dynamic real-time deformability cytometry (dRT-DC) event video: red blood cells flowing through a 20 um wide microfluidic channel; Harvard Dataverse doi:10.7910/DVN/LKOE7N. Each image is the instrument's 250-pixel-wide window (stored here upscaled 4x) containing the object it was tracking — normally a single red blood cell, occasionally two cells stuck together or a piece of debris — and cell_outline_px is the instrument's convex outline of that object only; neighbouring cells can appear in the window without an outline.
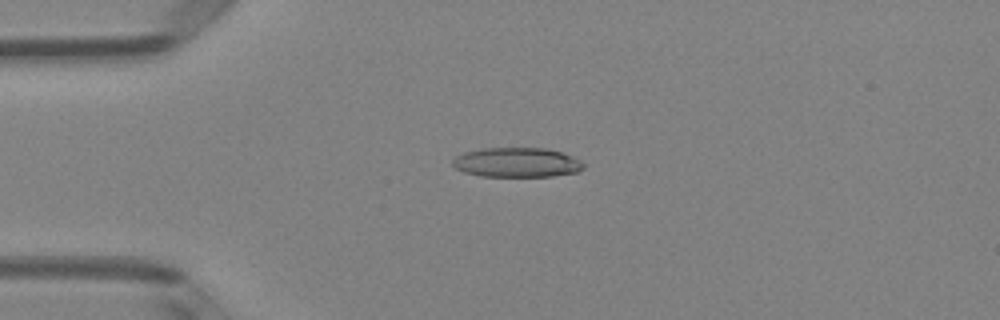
{"species": "Egyptian fruit bat (a non-hibernating species)", "species_latin": "Rousettus aegyptiacus", "temperature_condition": "room temperature", "stored_images_in_passage": 5, "camera_frame_rate_fps": 3000, "um_per_image_px": 0.085, "animal": {"sex": "female"}, "frame": {"image": 1, "passage_image": 3, "time_ms": 0.667, "image_size_px": [1000, 320], "cell_outline_px": [[584, 168], [576, 172], [552, 176], [480, 176], [464, 172], [456, 168], [452, 164], [452, 160], [456, 156], [464, 152], [480, 148], [544, 148], [560, 152], [572, 156], [580, 160], [584, 164]], "centroid_in_image_um": [43.91, 13.8], "position_along_channel_um": 41.1, "area_um2": 22.54}}
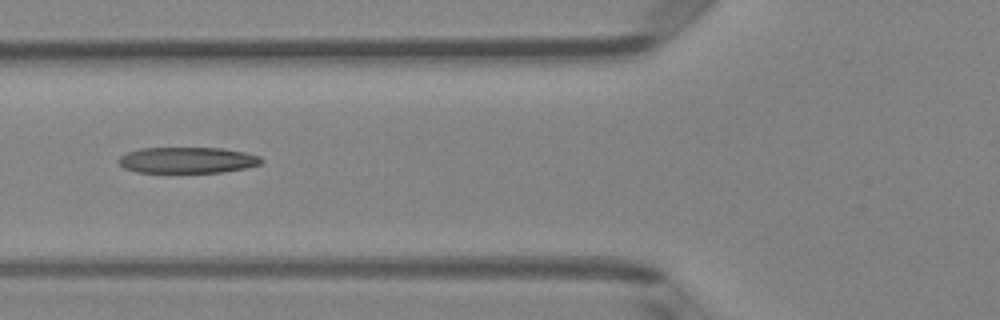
{"frame": {"image": 2, "passage_image": 5, "time_ms": 1.333, "image_size_px": [1000, 320], "cell_outline_px": [[264, 160], [260, 164], [244, 168], [220, 172], [136, 172], [124, 168], [116, 160], [120, 156], [128, 152], [140, 148], [224, 148], [244, 152], [260, 156]], "centroid_in_image_um": [15.91, 13.6], "position_along_channel_um": 109.9, "area_um2": 21.62}}